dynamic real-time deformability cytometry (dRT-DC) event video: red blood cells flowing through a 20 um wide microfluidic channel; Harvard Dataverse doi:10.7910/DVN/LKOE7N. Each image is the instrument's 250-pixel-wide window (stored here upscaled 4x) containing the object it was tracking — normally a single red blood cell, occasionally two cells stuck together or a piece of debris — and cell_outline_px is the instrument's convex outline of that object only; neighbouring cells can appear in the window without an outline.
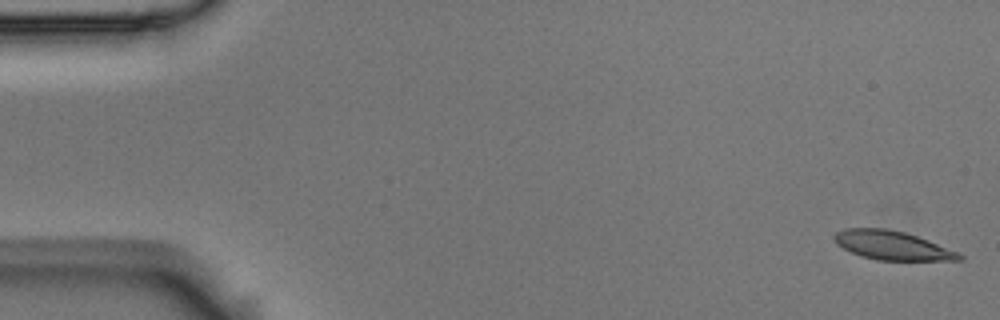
{"species": "Egyptian fruit bat (a non-hibernating species)", "species_latin": "Rousettus aegyptiacus", "temperature_condition": "room temperature", "stored_images_in_passage": 7, "segment_of_instrument_passage": [2, 2], "camera_frame_rate_fps": 3000, "um_per_image_px": 0.085, "animal": {"sex": "male"}, "frame": {"image": 1, "passage_image": 7, "time_ms": 2.0, "image_size_px": [1000, 320], "cell_outline_px": [[964, 260], [876, 260], [860, 256], [836, 244], [832, 240], [832, 236], [836, 232], [844, 228], [884, 228], [904, 232], [928, 240], [956, 252], [964, 256]], "centroid_in_image_um": [75.77, 20.85], "position_along_channel_um": 9.2, "area_um2": 20.92}}